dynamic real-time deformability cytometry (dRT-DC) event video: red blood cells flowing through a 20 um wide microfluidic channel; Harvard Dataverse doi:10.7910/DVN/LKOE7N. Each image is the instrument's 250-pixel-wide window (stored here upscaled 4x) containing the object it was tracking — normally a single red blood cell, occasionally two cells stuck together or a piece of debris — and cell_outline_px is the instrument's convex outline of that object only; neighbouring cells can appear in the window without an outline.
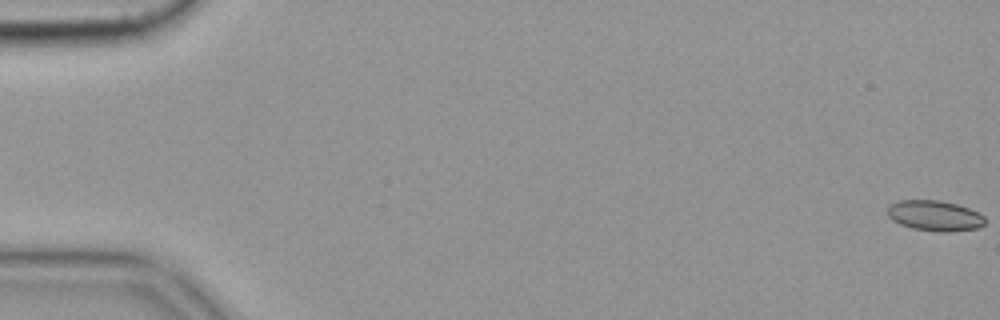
{"species": "common noctule bat (a hibernating species)", "species_latin": "Nyctalus noctula", "temperature_condition": "cold", "stored_images_in_passage": 58, "camera_frame_rate_fps": 3000, "um_per_image_px": 0.085, "animal": {"sex": "female", "body_mass_g": 19.9}, "frame": {"image": 1, "passage_image": 1, "time_ms": 0.0, "image_size_px": [1000, 320], "cell_outline_px": [[984, 224], [980, 228], [948, 232], [940, 232], [912, 228], [900, 224], [892, 220], [888, 216], [888, 208], [892, 204], [900, 200], [940, 200], [956, 204], [968, 208], [984, 216]], "centroid_in_image_um": [79.46, 18.34], "position_along_channel_um": 5.5, "area_um2": 17.22}}
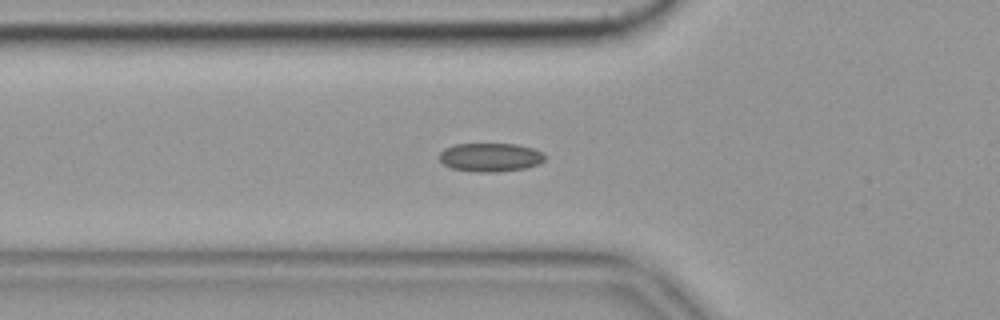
{"frame": {"image": 2, "passage_image": 21, "time_ms": 6.667, "image_size_px": [1000, 320], "cell_outline_px": [[544, 160], [540, 164], [524, 168], [496, 172], [476, 172], [452, 168], [444, 164], [440, 160], [440, 152], [444, 148], [456, 144], [516, 144], [532, 148], [544, 152]], "centroid_in_image_um": [41.69, 13.37], "position_along_channel_um": 84.1, "area_um2": 17.57}}
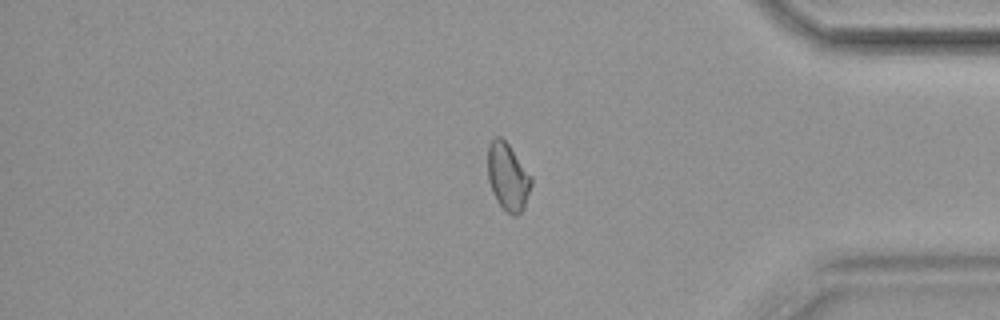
{"frame": {"image": 3, "passage_image": 49, "time_ms": 16.0, "image_size_px": [1000, 320], "cell_outline_px": [[532, 184], [524, 208], [516, 216], [512, 216], [496, 200], [492, 192], [488, 180], [488, 144], [496, 136], [500, 136], [508, 144], [532, 176]], "centroid_in_image_um": [43.17, 15.03], "position_along_channel_um": 392.0, "area_um2": 17.05}, "authors_computed_cell_mechanics": {"area_um2": 17.0799, "velocity_mm_per_s": 3.5241, "shape_relaxation_time_tau1_ms": null, "shape_relaxation_time_tau2_ms": 3.4873, "deformation_change_tau1": null, "deformation_change_tau2": 0.0844}}